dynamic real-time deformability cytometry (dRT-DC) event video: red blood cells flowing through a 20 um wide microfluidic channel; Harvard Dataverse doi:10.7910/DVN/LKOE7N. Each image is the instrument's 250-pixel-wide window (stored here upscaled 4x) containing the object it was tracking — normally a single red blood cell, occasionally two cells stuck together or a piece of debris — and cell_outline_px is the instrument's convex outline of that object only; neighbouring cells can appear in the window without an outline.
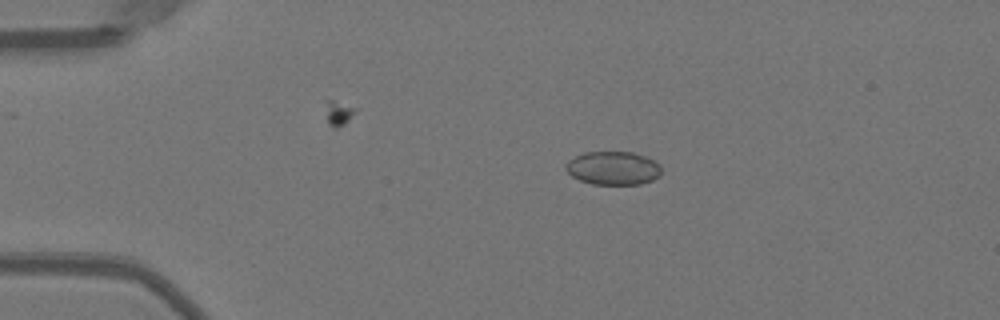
{"species": "Egyptian fruit bat (a non-hibernating species)", "species_latin": "Rousettus aegyptiacus", "temperature_condition": "warm", "stored_images_in_passage": 10, "camera_frame_rate_fps": 3000, "um_per_image_px": 0.085, "animal": {"sex": "female"}, "frame": {"image": 1, "passage_image": 2, "time_ms": 0.333, "image_size_px": [1000, 320], "cell_outline_px": [[660, 176], [652, 180], [640, 184], [592, 184], [580, 180], [572, 176], [564, 168], [564, 164], [568, 160], [584, 152], [632, 152], [644, 156], [660, 164]], "centroid_in_image_um": [52.09, 14.29], "position_along_channel_um": 32.9, "area_um2": 18.61}}
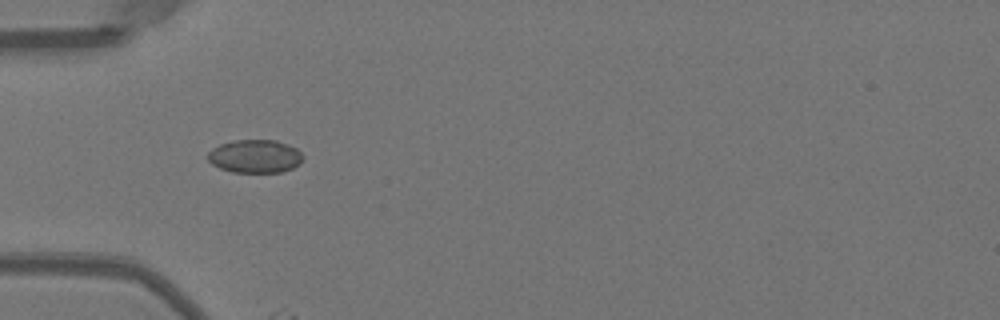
{"frame": {"image": 2, "passage_image": 8, "time_ms": 2.333, "image_size_px": [1000, 320], "cell_outline_px": [[304, 156], [300, 164], [292, 168], [280, 172], [232, 172], [220, 168], [212, 164], [208, 160], [208, 152], [212, 148], [220, 144], [232, 140], [276, 140], [288, 144], [296, 148]], "centroid_in_image_um": [21.68, 13.28], "position_along_channel_um": 63.3, "area_um2": 18.5}}